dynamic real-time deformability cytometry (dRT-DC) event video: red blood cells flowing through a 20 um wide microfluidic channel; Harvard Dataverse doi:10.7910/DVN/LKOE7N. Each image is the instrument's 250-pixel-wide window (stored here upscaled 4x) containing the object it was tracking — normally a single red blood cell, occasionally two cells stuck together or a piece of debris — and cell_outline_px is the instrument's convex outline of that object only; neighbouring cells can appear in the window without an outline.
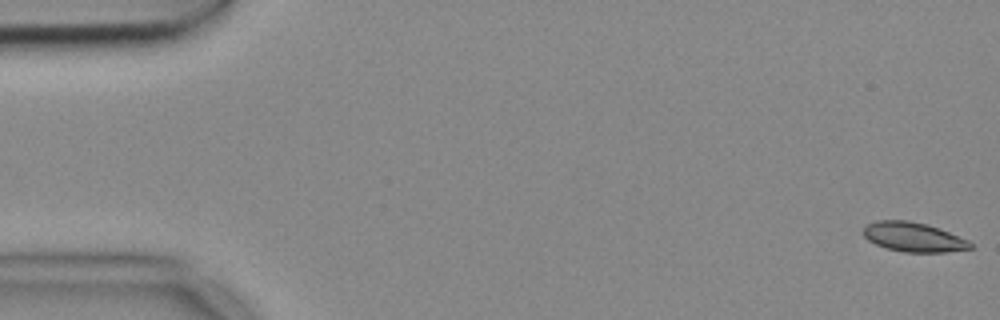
{"species": "common noctule bat (a hibernating species)", "species_latin": "Nyctalus noctula", "temperature_condition": "cold", "stored_images_in_passage": 55, "camera_frame_rate_fps": 3000, "um_per_image_px": 0.085, "animal": {"sex": "female", "body_mass_g": 18.4}, "frame": {"image": 1, "passage_image": 1, "time_ms": 0.0, "image_size_px": [1000, 320], "cell_outline_px": [[972, 248], [944, 252], [904, 252], [888, 248], [876, 244], [868, 240], [860, 232], [868, 224], [876, 220], [908, 220], [928, 224], [940, 228], [968, 240], [972, 244]], "centroid_in_image_um": [77.62, 20.13], "position_along_channel_um": 7.4, "area_um2": 18.38}}
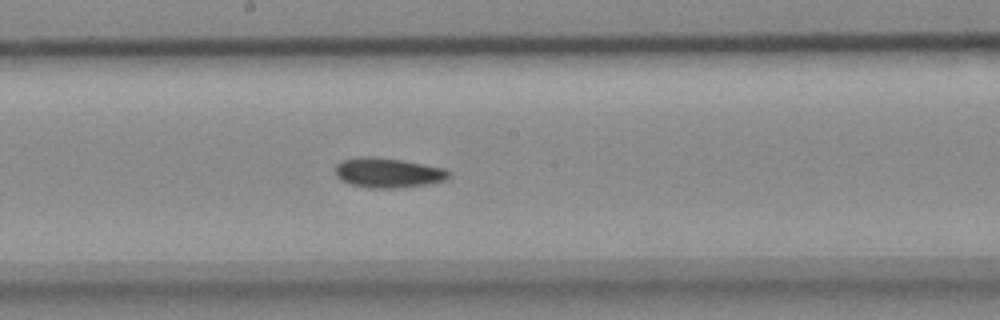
{"frame": {"image": 2, "passage_image": 29, "time_ms": 9.333, "image_size_px": [1000, 320], "cell_outline_px": [[452, 176], [444, 180], [428, 184], [392, 188], [368, 188], [352, 184], [340, 180], [336, 176], [332, 168], [340, 160], [360, 156], [372, 156], [400, 160], [424, 164], [444, 168], [452, 172]], "centroid_in_image_um": [32.93, 14.67], "position_along_channel_um": 215.3, "area_um2": 20.0}}
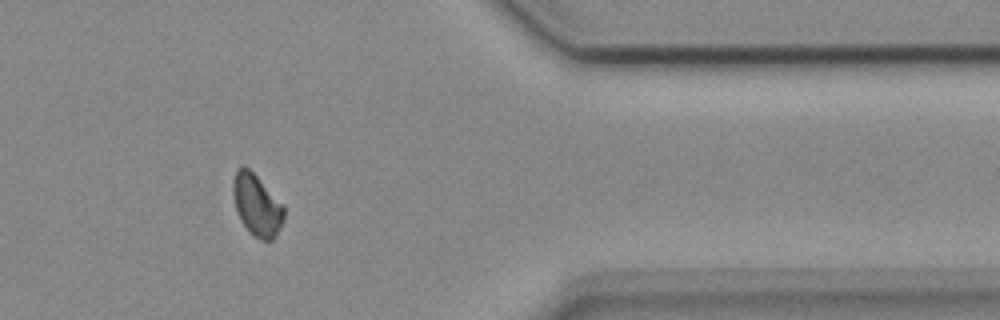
{"frame": {"image": 3, "passage_image": 45, "time_ms": 14.667, "image_size_px": [1000, 320], "cell_outline_px": [[284, 216], [276, 236], [272, 240], [260, 240], [252, 236], [248, 232], [240, 220], [236, 208], [232, 192], [232, 180], [236, 168], [248, 168], [284, 204]], "centroid_in_image_um": [21.82, 17.46], "position_along_channel_um": 389.6, "area_um2": 18.32}}